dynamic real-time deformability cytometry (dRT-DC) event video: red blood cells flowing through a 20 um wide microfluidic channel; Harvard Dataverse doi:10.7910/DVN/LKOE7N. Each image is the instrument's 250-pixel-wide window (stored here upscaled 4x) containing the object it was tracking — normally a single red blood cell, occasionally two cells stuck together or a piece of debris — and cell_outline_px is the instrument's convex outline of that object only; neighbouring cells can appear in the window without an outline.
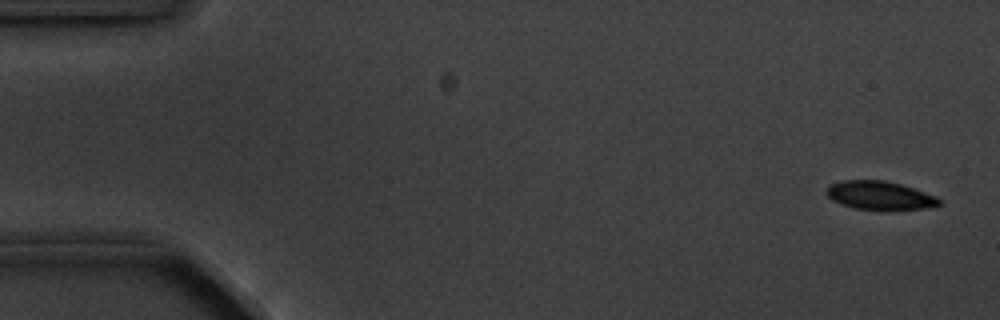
{"species": "common noctule bat (a hibernating species)", "species_latin": "Nyctalus noctula", "temperature_condition": "cold", "stored_images_in_passage": 4, "camera_frame_rate_fps": 3000, "um_per_image_px": 0.085, "animal": {"sex": "male", "body_mass_g": 20.1, "forearm_length_mm": 53.5}, "frame": {"image": 1, "passage_image": 1, "time_ms": 0.0, "image_size_px": [1000, 320], "cell_outline_px": [[940, 204], [936, 208], [884, 212], [856, 208], [840, 204], [832, 200], [824, 192], [832, 184], [840, 180], [884, 180], [900, 184], [936, 196], [940, 200]], "centroid_in_image_um": [74.82, 16.66], "position_along_channel_um": 10.2, "area_um2": 19.36}}
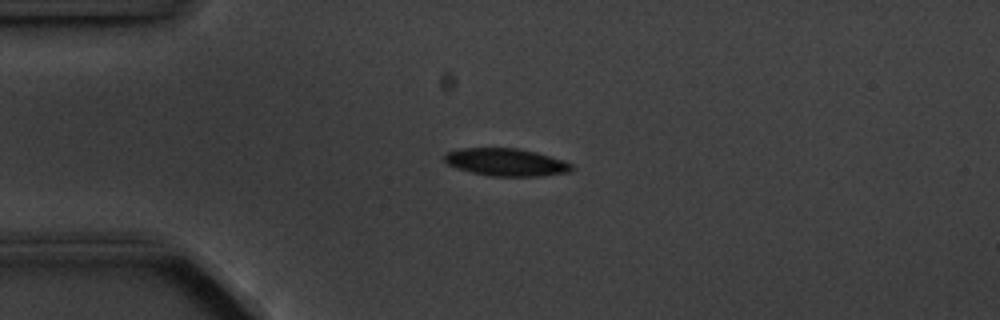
{"frame": {"image": 2, "passage_image": 4, "time_ms": 3.667, "image_size_px": [1000, 320], "cell_outline_px": [[572, 168], [568, 172], [544, 176], [492, 176], [472, 172], [456, 168], [448, 164], [444, 160], [444, 152], [460, 148], [516, 148], [536, 152], [564, 160], [572, 164]], "centroid_in_image_um": [42.99, 13.78], "position_along_channel_um": 42.0, "area_um2": 20.46}}